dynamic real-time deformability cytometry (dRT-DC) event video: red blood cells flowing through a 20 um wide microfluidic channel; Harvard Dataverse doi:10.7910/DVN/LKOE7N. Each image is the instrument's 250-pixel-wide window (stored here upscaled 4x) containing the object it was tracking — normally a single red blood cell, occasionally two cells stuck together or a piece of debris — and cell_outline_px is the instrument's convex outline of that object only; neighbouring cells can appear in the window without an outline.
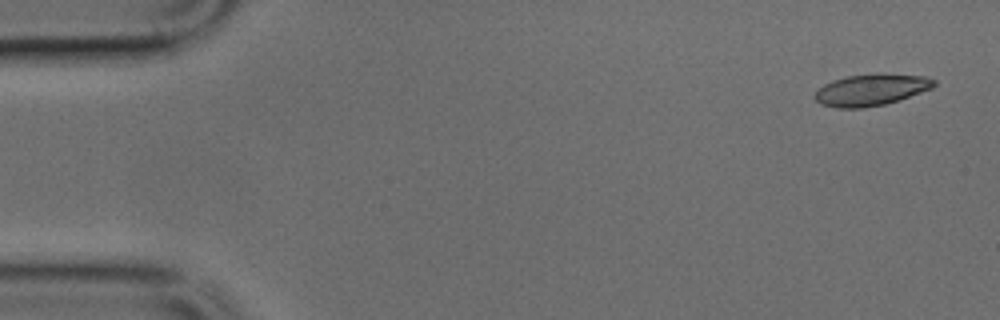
{"species": "common noctule bat (a hibernating species)", "species_latin": "Nyctalus noctula", "temperature_condition": "cold", "stored_images_in_passage": 4, "camera_frame_rate_fps": 3000, "um_per_image_px": 0.085, "animal": {"sex": "male", "body_mass_g": 17.9, "forearm_length_mm": 54.2}, "frame": {"image": 1, "passage_image": 1, "time_ms": 0.0, "image_size_px": [1000, 320], "cell_outline_px": [[936, 84], [932, 88], [884, 104], [864, 108], [836, 108], [820, 104], [812, 96], [824, 84], [848, 76], [880, 72], [928, 76], [936, 80]], "centroid_in_image_um": [74.06, 7.62], "position_along_channel_um": 10.9, "area_um2": 22.02}}